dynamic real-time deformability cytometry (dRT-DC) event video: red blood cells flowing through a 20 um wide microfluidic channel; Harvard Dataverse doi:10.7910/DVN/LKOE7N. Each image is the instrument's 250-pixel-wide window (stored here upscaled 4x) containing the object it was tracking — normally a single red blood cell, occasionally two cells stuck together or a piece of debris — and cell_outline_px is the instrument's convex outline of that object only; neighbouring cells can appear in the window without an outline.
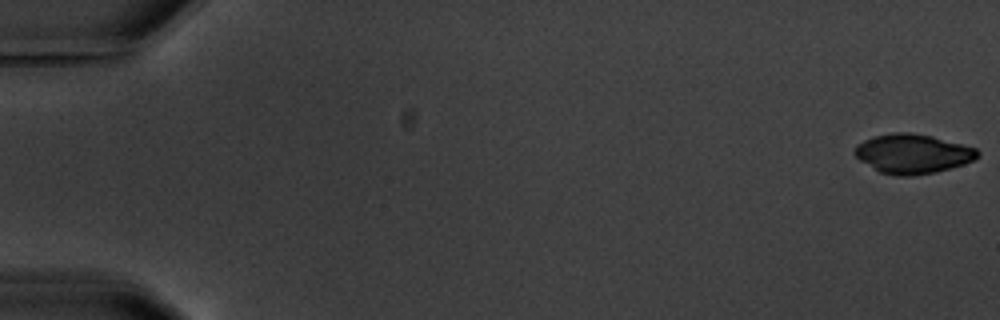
{"species": "common noctule bat (a hibernating species)", "species_latin": "Nyctalus noctula", "temperature_condition": "warm", "stored_images_in_passage": 3, "camera_frame_rate_fps": 3000, "um_per_image_px": 0.085, "animal": {"sex": "male", "body_mass_g": 20.1, "forearm_length_mm": 53.5}, "frame": {"image": 1, "passage_image": 1, "time_ms": 0.0, "image_size_px": [1000, 320], "cell_outline_px": [[980, 156], [976, 160], [964, 164], [936, 172], [912, 176], [896, 176], [880, 172], [860, 160], [852, 152], [856, 144], [864, 140], [876, 136], [892, 132], [908, 132], [932, 136], [976, 148], [980, 152]], "centroid_in_image_um": [77.59, 13.07], "position_along_channel_um": 7.4, "area_um2": 28.32}}
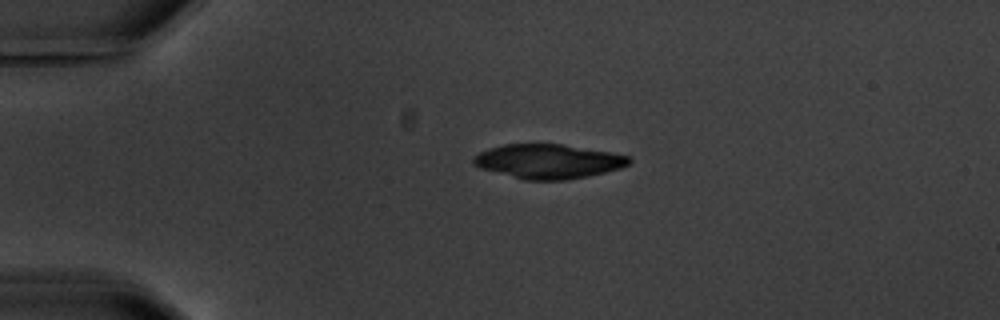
{"frame": {"image": 2, "passage_image": 2, "time_ms": 4.333, "image_size_px": [1000, 320], "cell_outline_px": [[632, 164], [620, 168], [588, 176], [564, 180], [524, 180], [480, 168], [472, 164], [472, 160], [480, 152], [488, 148], [504, 144], [560, 144], [612, 152], [632, 156]], "centroid_in_image_um": [46.63, 13.71], "position_along_channel_um": 38.4, "area_um2": 31.27}}